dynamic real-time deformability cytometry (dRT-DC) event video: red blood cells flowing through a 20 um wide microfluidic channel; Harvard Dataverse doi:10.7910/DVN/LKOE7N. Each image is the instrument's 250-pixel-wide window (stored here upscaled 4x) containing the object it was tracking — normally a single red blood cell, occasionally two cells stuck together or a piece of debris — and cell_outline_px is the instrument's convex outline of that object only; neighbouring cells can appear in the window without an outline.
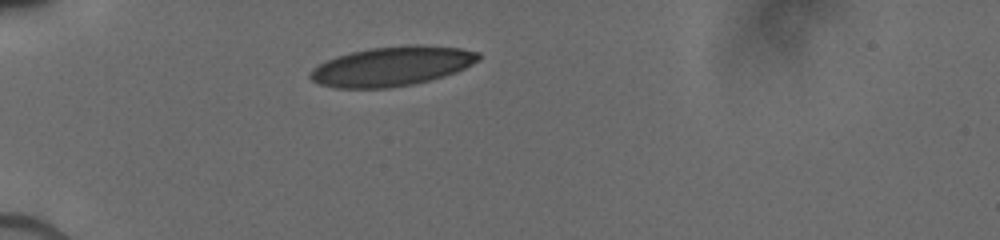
{"species": "human", "species_latin": "Homo sapiens", "temperature_condition": "cold", "stored_images_in_passage": 4, "camera_frame_rate_fps": 3000, "um_per_image_px": 0.085, "donor": {"sex": "male"}, "frame": {"image": 1, "passage_image": 1, "time_ms": 0.0, "image_size_px": [1000, 240], "cell_outline_px": [[480, 60], [456, 72], [444, 76], [412, 84], [388, 88], [336, 88], [320, 84], [312, 80], [308, 76], [308, 72], [312, 68], [336, 56], [352, 52], [372, 48], [408, 44], [420, 44], [460, 48], [480, 52]], "centroid_in_image_um": [33.32, 5.62], "position_along_channel_um": 51.7, "area_um2": 38.73}}
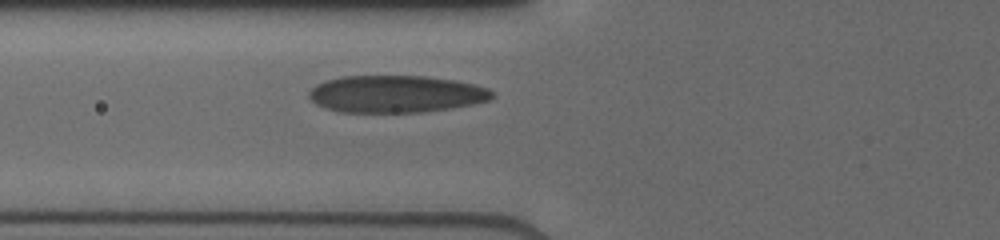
{"frame": {"image": 2, "passage_image": 4, "time_ms": 1.667, "image_size_px": [1000, 240], "cell_outline_px": [[496, 96], [488, 100], [472, 104], [448, 108], [420, 112], [340, 112], [324, 108], [316, 104], [308, 96], [308, 92], [316, 84], [328, 80], [344, 76], [424, 76], [456, 80], [488, 88]], "centroid_in_image_um": [33.63, 7.99], "position_along_channel_um": 92.2, "area_um2": 39.54}}